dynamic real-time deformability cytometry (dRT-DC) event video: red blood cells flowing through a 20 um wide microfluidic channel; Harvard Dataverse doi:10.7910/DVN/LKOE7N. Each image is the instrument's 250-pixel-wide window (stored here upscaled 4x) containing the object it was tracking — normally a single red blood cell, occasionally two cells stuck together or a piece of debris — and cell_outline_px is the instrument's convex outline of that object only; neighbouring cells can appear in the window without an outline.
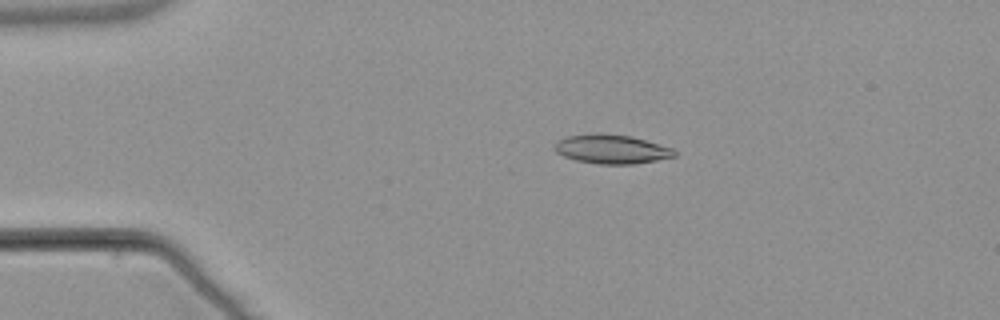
{"species": "common noctule bat (a hibernating species)", "species_latin": "Nyctalus noctula", "temperature_condition": "warm", "stored_images_in_passage": 53, "camera_frame_rate_fps": 3000, "um_per_image_px": 0.085, "animal": {"sex": "male", "body_mass_g": 21.5, "forearm_length_mm": 52.0}, "frame": {"image": 1, "passage_image": 11, "time_ms": 3.333, "image_size_px": [1000, 320], "cell_outline_px": [[676, 156], [656, 160], [632, 164], [596, 164], [576, 160], [564, 156], [556, 152], [556, 140], [568, 136], [596, 132], [600, 132], [632, 136], [672, 148], [676, 152]], "centroid_in_image_um": [51.97, 12.66], "position_along_channel_um": 33.0, "area_um2": 20.35}}
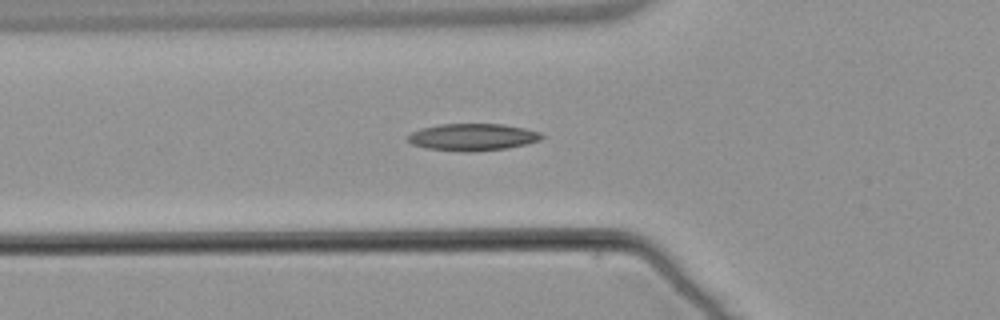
{"frame": {"image": 2, "passage_image": 19, "time_ms": 6.0, "image_size_px": [1000, 320], "cell_outline_px": [[544, 136], [540, 140], [524, 144], [504, 148], [468, 152], [464, 152], [428, 148], [412, 144], [404, 140], [404, 136], [420, 128], [440, 124], [504, 124], [524, 128], [540, 132]], "centroid_in_image_um": [40.1, 11.64], "position_along_channel_um": 85.7, "area_um2": 21.1}}
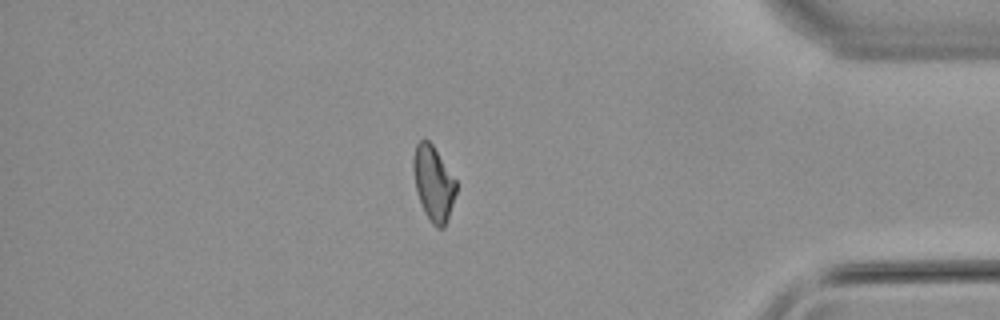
{"frame": {"image": 3, "passage_image": 46, "time_ms": 15.0, "image_size_px": [1000, 320], "cell_outline_px": [[456, 192], [444, 228], [436, 228], [432, 224], [424, 212], [416, 188], [412, 168], [412, 160], [416, 144], [420, 140], [428, 140], [432, 144], [456, 180]], "centroid_in_image_um": [36.83, 15.57], "position_along_channel_um": 398.4, "area_um2": 18.44}, "authors_computed_cell_mechanics": {"area_um2": 19.4208, "velocity_mm_per_s": 3.8433, "shape_relaxation_time_tau1_ms": null, "shape_relaxation_time_tau2_ms": 6.0993, "deformation_change_tau1": null, "deformation_change_tau2": 0.1351}}